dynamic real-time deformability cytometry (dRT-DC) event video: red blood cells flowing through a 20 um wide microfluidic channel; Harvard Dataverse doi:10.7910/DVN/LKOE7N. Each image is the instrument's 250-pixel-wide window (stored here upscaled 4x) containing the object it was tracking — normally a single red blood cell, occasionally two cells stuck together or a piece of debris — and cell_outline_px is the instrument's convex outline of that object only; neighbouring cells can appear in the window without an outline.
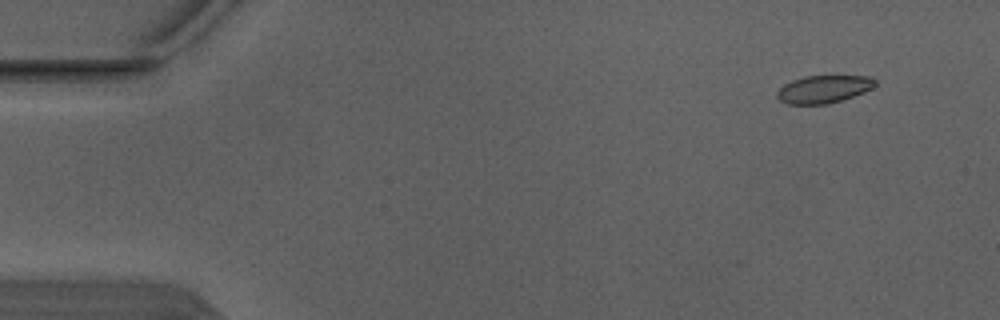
{"species": "Egyptian fruit bat (a non-hibernating species)", "species_latin": "Rousettus aegyptiacus", "temperature_condition": "warm", "stored_images_in_passage": 4, "camera_frame_rate_fps": 3000, "um_per_image_px": 0.085, "animal": {"sex": "male"}, "frame": {"image": 1, "passage_image": 1, "time_ms": 0.0, "image_size_px": [1000, 320], "cell_outline_px": [[876, 84], [872, 88], [864, 92], [828, 104], [788, 104], [780, 100], [776, 96], [776, 92], [784, 84], [792, 80], [804, 76], [868, 76], [876, 80]], "centroid_in_image_um": [69.99, 7.57], "position_along_channel_um": 15.0, "area_um2": 15.72}}
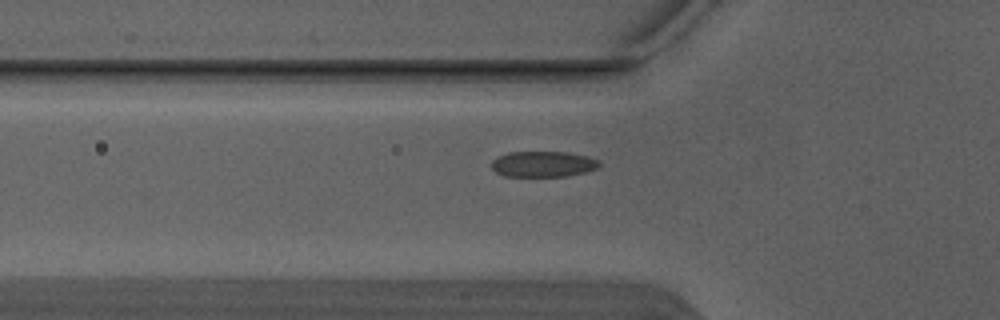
{"frame": {"image": 2, "passage_image": 4, "time_ms": 1.0, "image_size_px": [1000, 320], "cell_outline_px": [[600, 164], [596, 168], [584, 172], [568, 176], [504, 176], [496, 172], [492, 168], [492, 160], [496, 156], [508, 152], [568, 152], [588, 156], [600, 160]], "centroid_in_image_um": [46.15, 13.94], "position_along_channel_um": 79.7, "area_um2": 16.24}}